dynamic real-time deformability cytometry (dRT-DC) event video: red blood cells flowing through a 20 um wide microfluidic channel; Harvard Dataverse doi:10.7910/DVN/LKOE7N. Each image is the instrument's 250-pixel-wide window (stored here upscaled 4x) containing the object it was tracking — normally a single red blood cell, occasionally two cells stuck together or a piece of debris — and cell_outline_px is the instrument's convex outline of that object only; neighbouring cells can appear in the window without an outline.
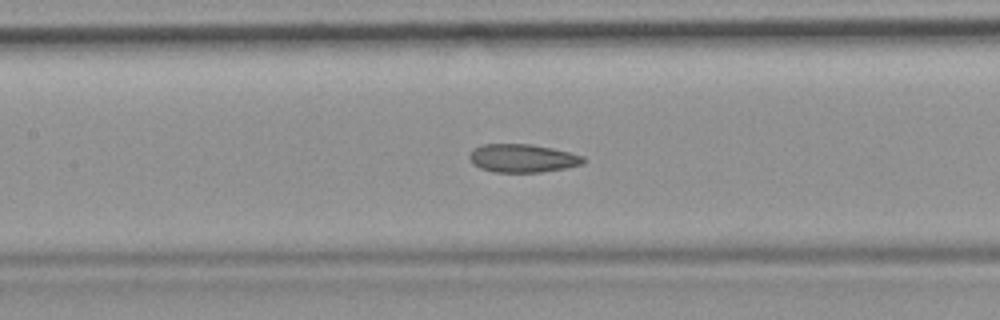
{"species": "common noctule bat (a hibernating species)", "species_latin": "Nyctalus noctula", "temperature_condition": "room temperature", "stored_images_in_passage": 50, "camera_frame_rate_fps": 3000, "um_per_image_px": 0.085, "animal": {"sex": "female", "body_mass_g": 19.9}, "frame": {"image": 1, "passage_image": 22, "time_ms": 7.0, "image_size_px": [1000, 320], "cell_outline_px": [[584, 164], [564, 168], [540, 172], [496, 172], [480, 168], [472, 164], [468, 156], [472, 148], [484, 144], [532, 144], [552, 148], [584, 156]], "centroid_in_image_um": [44.38, 13.44], "position_along_channel_um": 163.0, "area_um2": 18.79}, "authors_computed_cell_mechanics": {"area_um2": 19.6231, "velocity_mm_per_s": 3.9815, "shape_relaxation_time_tau1_ms": null, "shape_relaxation_time_tau2_ms": 2.5498, "deformation_change_tau1": null, "deformation_change_tau2": 0.0866}}